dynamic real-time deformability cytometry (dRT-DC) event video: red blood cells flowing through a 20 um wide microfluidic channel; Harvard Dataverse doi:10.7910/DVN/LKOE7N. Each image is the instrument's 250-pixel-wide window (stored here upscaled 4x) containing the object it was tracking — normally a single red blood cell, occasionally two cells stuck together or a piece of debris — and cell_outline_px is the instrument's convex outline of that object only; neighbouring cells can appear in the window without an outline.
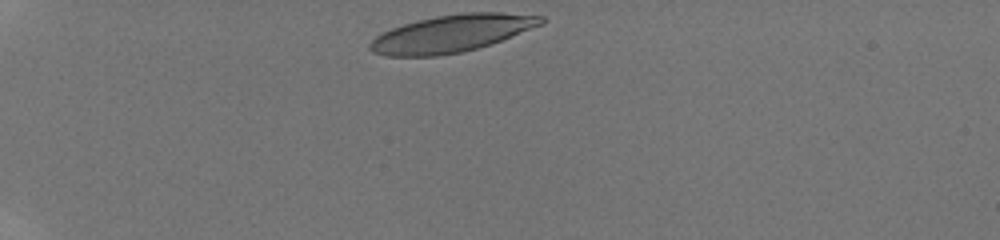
{"species": "human", "species_latin": "Homo sapiens", "temperature_condition": "room temperature", "stored_images_in_passage": 29, "camera_frame_rate_fps": 3000, "um_per_image_px": 0.085, "donor": {"sex": "male"}, "frame": {"image": 1, "passage_image": 1, "time_ms": 0.0, "image_size_px": [1000, 240], "cell_outline_px": [[544, 24], [492, 44], [460, 52], [436, 56], [384, 56], [372, 52], [368, 48], [368, 44], [376, 36], [392, 28], [404, 24], [436, 16], [464, 12], [500, 12], [544, 16]], "centroid_in_image_um": [38.41, 2.85], "position_along_channel_um": 46.6, "area_um2": 37.11}}
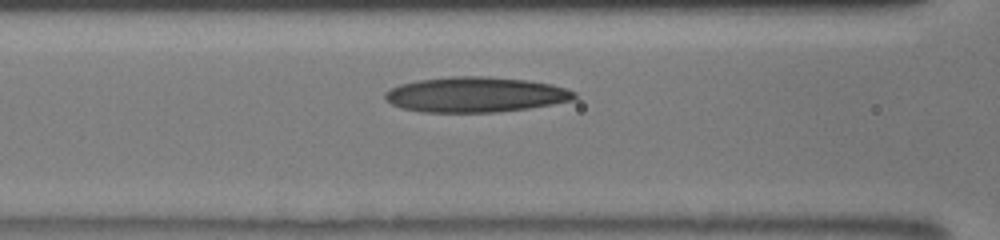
{"frame": {"image": 2, "passage_image": 12, "time_ms": 3.333, "image_size_px": [1000, 240], "cell_outline_px": [[576, 100], [528, 108], [496, 112], [420, 112], [400, 108], [384, 100], [384, 92], [400, 84], [416, 80], [452, 76], [488, 76], [528, 80], [552, 84], [576, 92]], "centroid_in_image_um": [40.4, 8.04], "position_along_channel_um": 126.2, "area_um2": 39.19}}
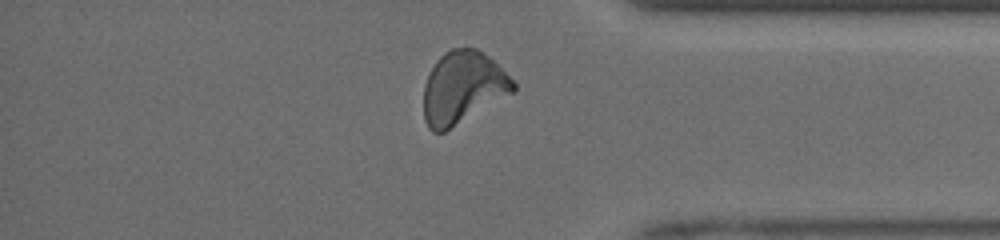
{"frame": {"image": 3, "passage_image": 25, "time_ms": 10.0, "image_size_px": [1000, 240], "cell_outline_px": [[516, 88], [512, 92], [444, 132], [432, 132], [428, 128], [424, 120], [424, 84], [428, 72], [436, 60], [444, 52], [452, 48], [476, 48], [488, 56], [516, 84]], "centroid_in_image_um": [39.27, 7.44], "position_along_channel_um": 395.9, "area_um2": 37.22}, "authors_computed_cell_mechanics": {"area_um2": 37.7434, "velocity_mm_per_s": 4.1554, "shape_relaxation_time_tau1_ms": null, "shape_relaxation_time_tau2_ms": 5.159, "deformation_change_tau1": null, "deformation_change_tau2": 0.1525}}